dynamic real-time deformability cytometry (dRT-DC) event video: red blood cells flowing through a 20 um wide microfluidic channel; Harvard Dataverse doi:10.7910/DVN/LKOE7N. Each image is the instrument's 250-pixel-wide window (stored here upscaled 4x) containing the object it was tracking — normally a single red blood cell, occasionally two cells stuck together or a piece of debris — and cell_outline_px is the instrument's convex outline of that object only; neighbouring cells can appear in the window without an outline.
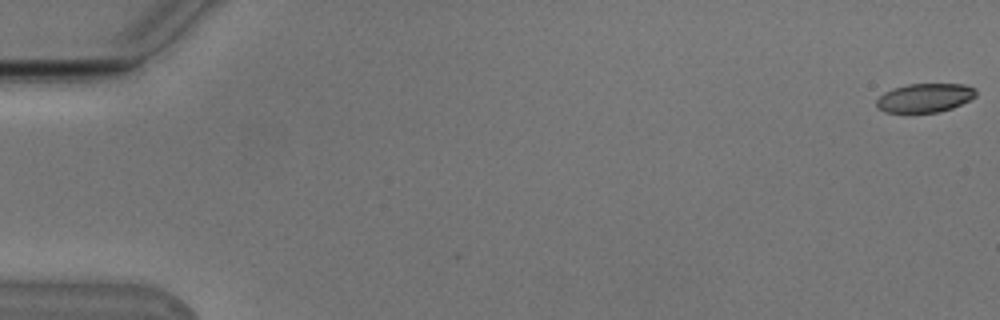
{"species": "Egyptian fruit bat (a non-hibernating species)", "species_latin": "Rousettus aegyptiacus", "temperature_condition": "cold", "stored_images_in_passage": 29, "camera_frame_rate_fps": 3000, "um_per_image_px": 0.085, "animal": {"sex": "male"}, "frame": {"image": 1, "passage_image": 1, "time_ms": 0.0, "image_size_px": [1000, 320], "cell_outline_px": [[976, 96], [952, 108], [940, 112], [884, 112], [876, 108], [876, 100], [884, 92], [892, 88], [908, 84], [964, 84], [976, 88]], "centroid_in_image_um": [78.59, 8.31], "position_along_channel_um": 6.4, "area_um2": 16.76}}
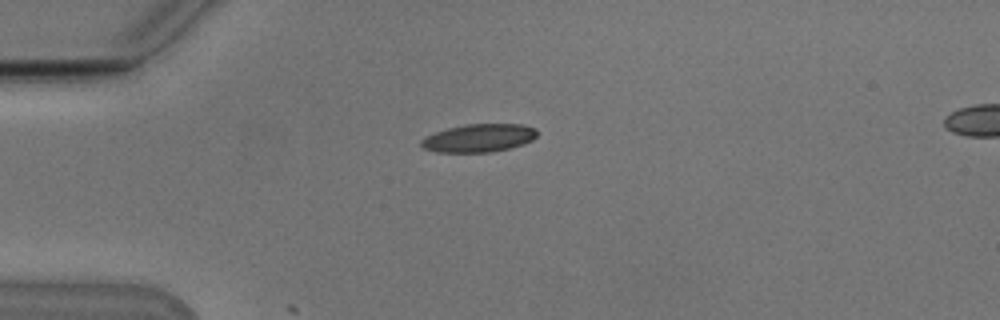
{"frame": {"image": 2, "passage_image": 15, "time_ms": 4.667, "image_size_px": [1000, 320], "cell_outline_px": [[536, 136], [532, 140], [524, 144], [508, 148], [488, 152], [436, 152], [424, 148], [420, 144], [420, 140], [436, 132], [448, 128], [468, 124], [524, 124], [536, 128]], "centroid_in_image_um": [40.72, 11.73], "position_along_channel_um": 44.3, "area_um2": 18.79}}
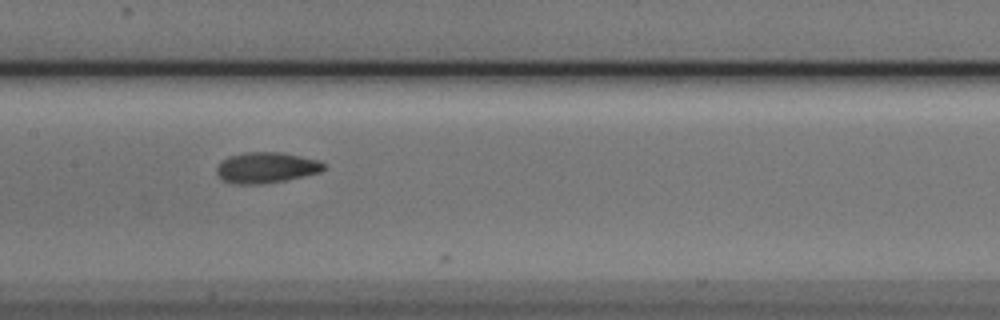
{"frame": {"image": 3, "passage_image": 28, "time_ms": 9.0, "image_size_px": [1000, 320], "cell_outline_px": [[324, 168], [320, 172], [284, 180], [260, 184], [236, 184], [224, 180], [216, 172], [216, 168], [228, 156], [244, 152], [280, 152], [320, 160], [324, 164]], "centroid_in_image_um": [22.63, 14.24], "position_along_channel_um": 184.8, "area_um2": 18.96}}